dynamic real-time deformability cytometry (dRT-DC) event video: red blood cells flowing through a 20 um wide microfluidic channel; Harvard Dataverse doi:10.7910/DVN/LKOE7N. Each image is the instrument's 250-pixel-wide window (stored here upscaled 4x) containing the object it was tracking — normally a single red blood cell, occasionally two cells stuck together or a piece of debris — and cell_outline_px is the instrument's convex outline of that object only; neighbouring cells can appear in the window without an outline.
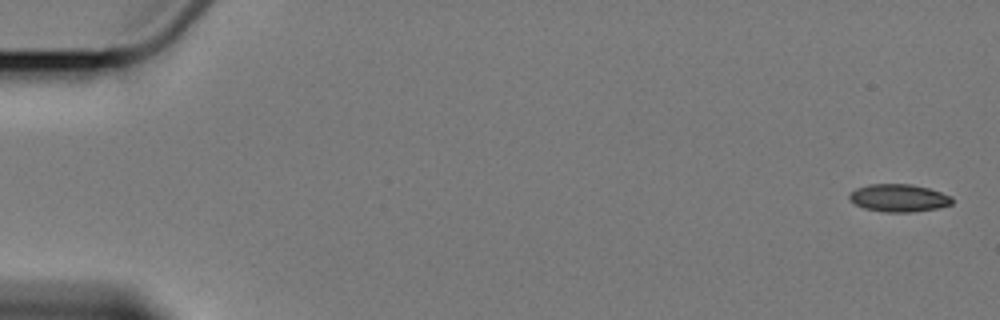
{"species": "Egyptian fruit bat (a non-hibernating species)", "species_latin": "Rousettus aegyptiacus", "temperature_condition": "cold", "stored_images_in_passage": 4, "camera_frame_rate_fps": 3000, "um_per_image_px": 0.085, "animal": {"sex": "female"}, "frame": {"image": 1, "passage_image": 1, "time_ms": 0.0, "image_size_px": [1000, 320], "cell_outline_px": [[952, 204], [936, 208], [912, 212], [884, 212], [864, 208], [856, 204], [848, 196], [856, 188], [868, 184], [912, 184], [928, 188], [952, 196]], "centroid_in_image_um": [76.4, 16.82], "position_along_channel_um": 8.6, "area_um2": 16.42}}